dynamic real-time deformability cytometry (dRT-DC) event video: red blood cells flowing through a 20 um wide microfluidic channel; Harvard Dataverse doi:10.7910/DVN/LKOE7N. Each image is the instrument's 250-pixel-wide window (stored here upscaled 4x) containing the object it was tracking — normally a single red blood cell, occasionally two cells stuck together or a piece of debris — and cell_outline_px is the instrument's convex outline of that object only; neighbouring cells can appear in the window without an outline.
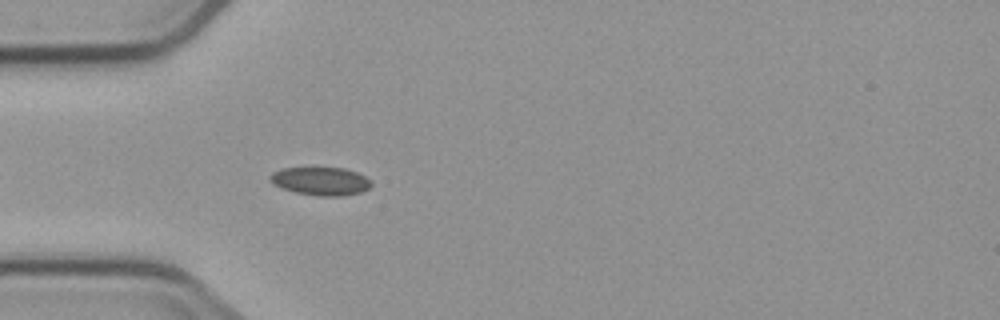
{"species": "common noctule bat (a hibernating species)", "species_latin": "Nyctalus noctula", "temperature_condition": "cold", "stored_images_in_passage": 1, "camera_frame_rate_fps": 3000, "um_per_image_px": 0.085, "animal": {"sex": "male", "body_mass_g": 23.1, "forearm_length_mm": 52.7}, "frame": {"image": 1, "passage_image": 1, "time_ms": 0.0, "image_size_px": [1000, 320], "cell_outline_px": [[372, 184], [368, 188], [360, 192], [344, 196], [316, 196], [296, 192], [272, 184], [268, 180], [268, 176], [272, 172], [280, 168], [344, 168], [356, 172], [372, 180]], "centroid_in_image_um": [27.23, 15.4], "position_along_channel_um": 57.8, "area_um2": 16.7}}